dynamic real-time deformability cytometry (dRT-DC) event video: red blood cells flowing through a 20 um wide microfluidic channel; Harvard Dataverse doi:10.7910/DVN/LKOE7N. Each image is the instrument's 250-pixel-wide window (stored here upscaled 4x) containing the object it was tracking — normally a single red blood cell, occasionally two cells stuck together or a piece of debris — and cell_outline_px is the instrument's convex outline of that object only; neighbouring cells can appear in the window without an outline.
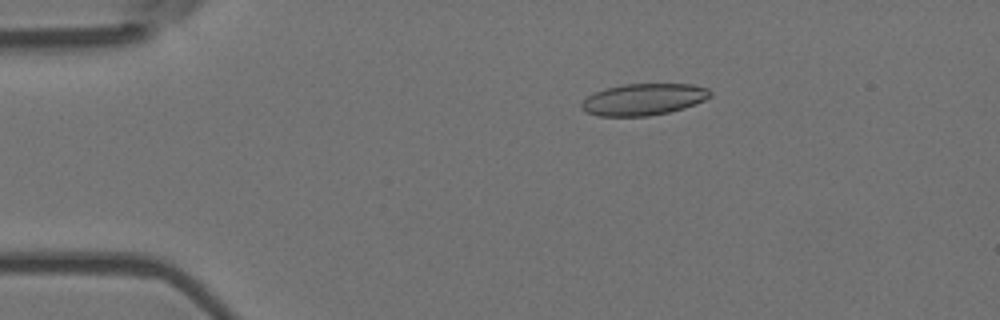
{"species": "Egyptian fruit bat (a non-hibernating species)", "species_latin": "Rousettus aegyptiacus", "temperature_condition": "room temperature", "stored_images_in_passage": 5, "camera_frame_rate_fps": 3000, "um_per_image_px": 0.085, "animal": {"sex": "female"}, "frame": {"image": 1, "passage_image": 3, "time_ms": 0.667, "image_size_px": [1000, 320], "cell_outline_px": [[712, 96], [704, 100], [684, 108], [668, 112], [648, 116], [600, 116], [588, 112], [580, 108], [580, 104], [588, 96], [604, 88], [624, 84], [692, 84], [708, 88], [712, 92]], "centroid_in_image_um": [54.72, 8.44], "position_along_channel_um": 30.3, "area_um2": 23.7}}
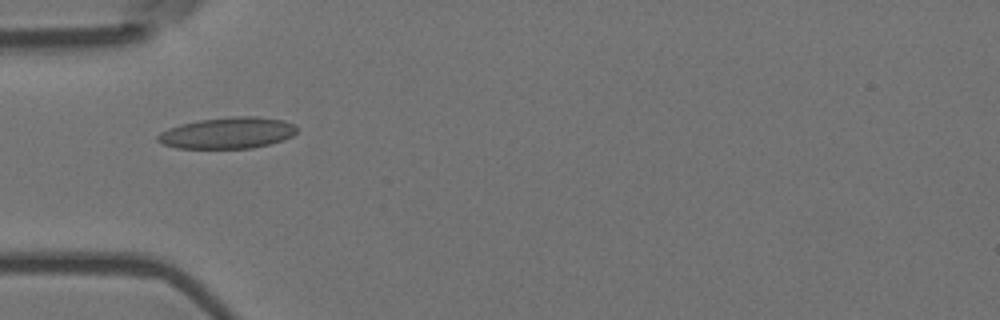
{"frame": {"image": 2, "passage_image": 5, "time_ms": 1.333, "image_size_px": [1000, 320], "cell_outline_px": [[300, 128], [292, 136], [268, 144], [252, 148], [176, 148], [160, 144], [156, 140], [156, 136], [160, 132], [168, 128], [180, 124], [200, 120], [232, 116], [256, 116], [284, 120], [296, 124]], "centroid_in_image_um": [19.33, 11.29], "position_along_channel_um": 65.7, "area_um2": 25.61}}